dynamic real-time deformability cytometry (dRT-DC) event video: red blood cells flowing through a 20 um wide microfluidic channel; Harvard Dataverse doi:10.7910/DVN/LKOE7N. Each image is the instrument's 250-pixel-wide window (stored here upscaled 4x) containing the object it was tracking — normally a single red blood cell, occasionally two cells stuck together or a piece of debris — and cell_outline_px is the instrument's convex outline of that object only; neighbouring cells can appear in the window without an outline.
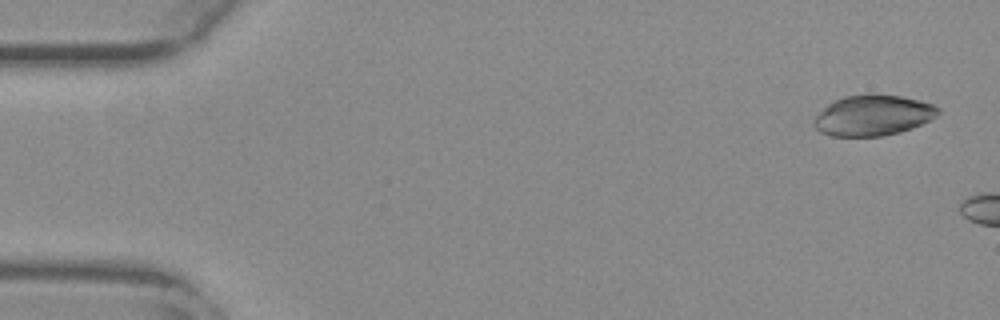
{"species": "common noctule bat (a hibernating species)", "species_latin": "Nyctalus noctula", "temperature_condition": "warm", "stored_images_in_passage": 7, "camera_frame_rate_fps": 3000, "um_per_image_px": 0.085, "animal": {"sex": "female", "body_mass_g": 29.2, "forearm_length_mm": 56.3}, "frame": {"image": 1, "passage_image": 3, "time_ms": 0.667, "image_size_px": [1000, 320], "cell_outline_px": [[940, 112], [936, 116], [912, 128], [900, 132], [884, 136], [832, 136], [820, 132], [812, 124], [812, 120], [828, 104], [844, 96], [872, 92], [900, 96], [920, 100], [932, 104], [940, 108]], "centroid_in_image_um": [74.19, 9.79], "position_along_channel_um": 10.8, "area_um2": 29.65}}